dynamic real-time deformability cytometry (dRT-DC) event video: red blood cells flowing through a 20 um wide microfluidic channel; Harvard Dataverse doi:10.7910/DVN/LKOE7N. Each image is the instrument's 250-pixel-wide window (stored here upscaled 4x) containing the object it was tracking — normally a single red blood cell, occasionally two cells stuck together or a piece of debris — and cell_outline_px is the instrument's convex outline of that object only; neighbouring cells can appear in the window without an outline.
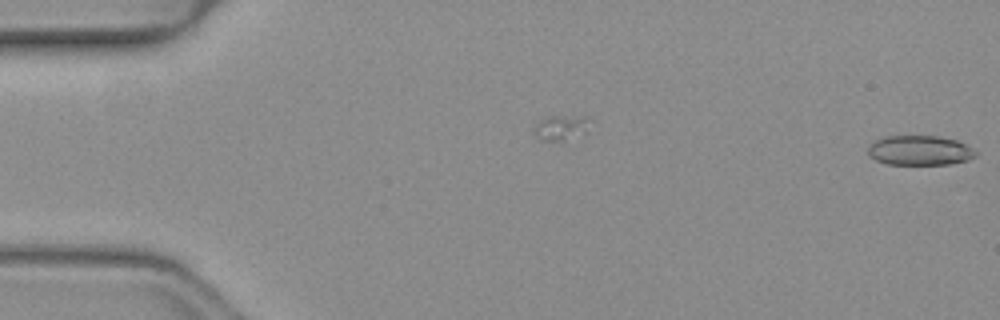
{"species": "common noctule bat (a hibernating species)", "species_latin": "Nyctalus noctula", "temperature_condition": "warm", "stored_images_in_passage": 13, "segment_of_instrument_passage": [2, 2], "camera_frame_rate_fps": 3000, "um_per_image_px": 0.085, "animal": {"sex": "female", "body_mass_g": 19.3, "forearm_length_mm": 54.1}, "frame": {"image": 1, "passage_image": 13, "time_ms": 4.0, "image_size_px": [1000, 320], "cell_outline_px": [[976, 156], [968, 160], [948, 164], [888, 164], [876, 160], [868, 156], [868, 148], [876, 140], [884, 136], [936, 136], [956, 140], [972, 148], [976, 152]], "centroid_in_image_um": [78.16, 12.79], "position_along_channel_um": 6.8, "area_um2": 18.5}}